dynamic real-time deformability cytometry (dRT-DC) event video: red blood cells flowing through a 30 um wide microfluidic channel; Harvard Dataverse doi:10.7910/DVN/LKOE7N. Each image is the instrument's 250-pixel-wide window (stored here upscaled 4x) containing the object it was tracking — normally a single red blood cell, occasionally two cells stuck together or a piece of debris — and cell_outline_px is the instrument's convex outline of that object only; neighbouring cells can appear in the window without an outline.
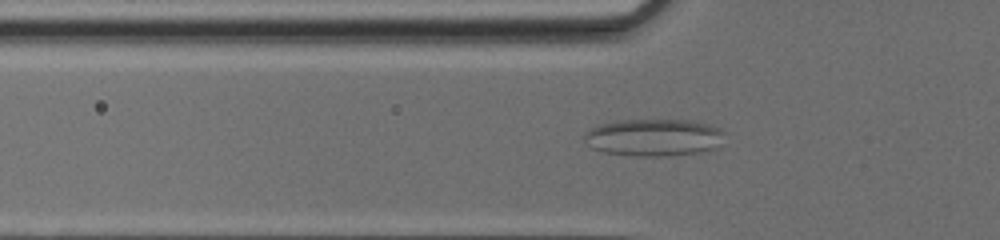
{"species": "common noctule bat (a hibernating species)", "species_latin": "Nyctalus noctula", "temperature_condition": "cold", "stored_images_in_passage": 49, "camera_frame_rate_fps": 3000, "um_per_image_px": 0.085, "animal": {"sex": "female", "body_mass_g": 17.0, "forearm_length_mm": 48.0}, "frame": {"image": 1, "passage_image": 17, "time_ms": 5.333, "image_size_px": [1000, 240], "cell_outline_px": [[724, 132], [712, 148], [700, 152], [672, 156], [636, 156], [604, 152], [592, 148], [584, 140], [584, 132], [600, 124], [620, 120], [692, 120], [708, 124], [720, 128]], "centroid_in_image_um": [55.51, 11.68], "position_along_channel_um": 70.3, "area_um2": 30.17}}
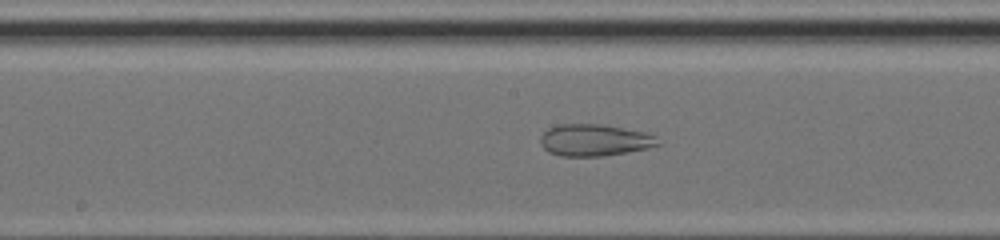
{"frame": {"image": 2, "passage_image": 26, "time_ms": 8.333, "image_size_px": [1000, 240], "cell_outline_px": [[660, 144], [648, 148], [628, 152], [604, 156], [560, 156], [548, 152], [540, 144], [540, 136], [548, 128], [560, 124], [600, 124], [644, 132], [656, 136]], "centroid_in_image_um": [50.51, 11.92], "position_along_channel_um": 197.7, "area_um2": 21.79}}